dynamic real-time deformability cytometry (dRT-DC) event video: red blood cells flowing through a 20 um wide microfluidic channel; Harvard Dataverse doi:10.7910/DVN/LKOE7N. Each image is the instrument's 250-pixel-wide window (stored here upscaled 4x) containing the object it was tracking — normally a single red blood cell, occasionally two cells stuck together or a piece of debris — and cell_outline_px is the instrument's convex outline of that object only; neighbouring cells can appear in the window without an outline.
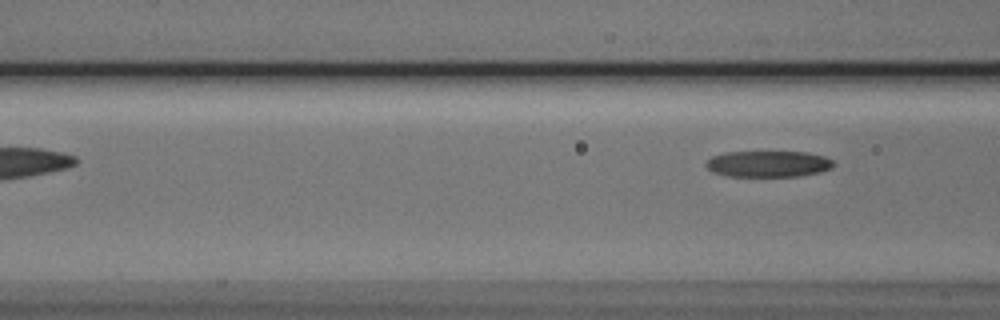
{"species": "Egyptian fruit bat (a non-hibernating species)", "species_latin": "Rousettus aegyptiacus", "temperature_condition": "cold", "stored_images_in_passage": 3, "camera_frame_rate_fps": 3000, "um_per_image_px": 0.085, "animal": {"sex": "male"}, "frame": {"image": 1, "passage_image": 3, "time_ms": 2.333, "image_size_px": [1000, 320], "cell_outline_px": [[836, 164], [832, 168], [820, 172], [800, 176], [728, 176], [712, 172], [704, 164], [712, 156], [724, 152], [808, 152], [824, 156], [832, 160]], "centroid_in_image_um": [65.32, 13.93], "position_along_channel_um": 101.3, "area_um2": 19.59}}